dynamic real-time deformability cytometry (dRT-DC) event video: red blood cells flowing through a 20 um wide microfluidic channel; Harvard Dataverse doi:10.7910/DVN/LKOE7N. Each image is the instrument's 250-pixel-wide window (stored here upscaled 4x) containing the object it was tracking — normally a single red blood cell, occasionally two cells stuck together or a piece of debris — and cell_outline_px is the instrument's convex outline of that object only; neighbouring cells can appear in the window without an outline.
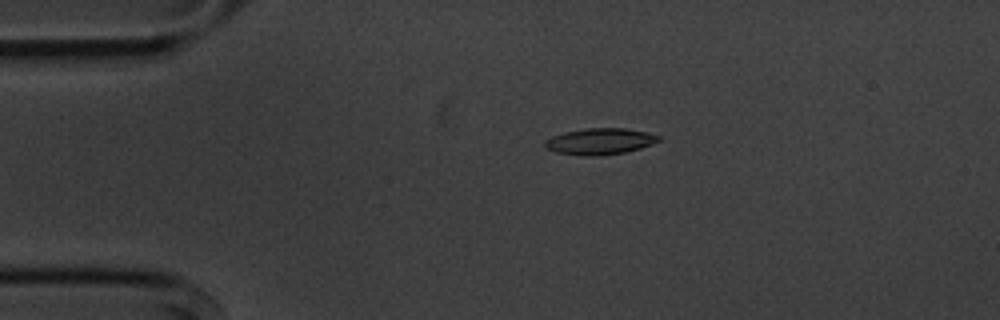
{"species": "common noctule bat (a hibernating species)", "species_latin": "Nyctalus noctula", "temperature_condition": "cold", "stored_images_in_passage": 4, "camera_frame_rate_fps": 3000, "um_per_image_px": 0.085, "animal": {"sex": "male", "body_mass_g": 20.1, "forearm_length_mm": 53.5}, "frame": {"image": 1, "passage_image": 1, "time_ms": 0.0, "image_size_px": [1000, 320], "cell_outline_px": [[660, 140], [652, 144], [640, 148], [624, 152], [596, 156], [588, 156], [556, 152], [544, 148], [544, 140], [552, 136], [564, 132], [588, 128], [624, 128], [644, 132], [660, 136]], "centroid_in_image_um": [50.95, 12.02], "position_along_channel_um": 34.1, "area_um2": 17.28}}
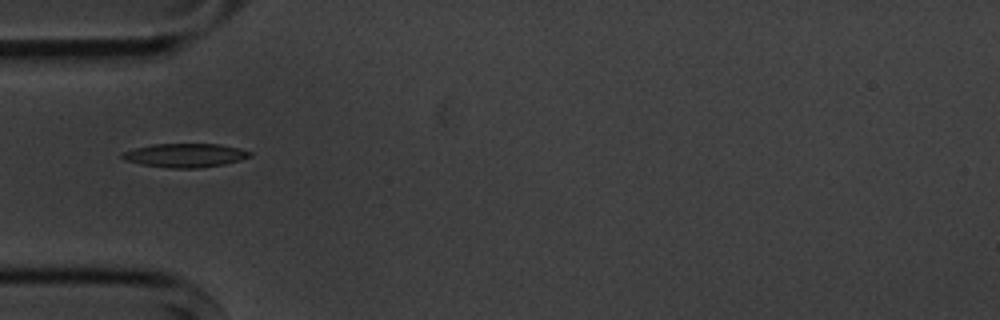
{"frame": {"image": 2, "passage_image": 3, "time_ms": 2.0, "image_size_px": [1000, 320], "cell_outline_px": [[252, 156], [240, 160], [224, 164], [196, 168], [168, 168], [140, 164], [124, 160], [120, 156], [124, 152], [136, 148], [152, 144], [220, 144], [240, 148], [252, 152]], "centroid_in_image_um": [15.75, 13.2], "position_along_channel_um": 69.2, "area_um2": 17.69}}
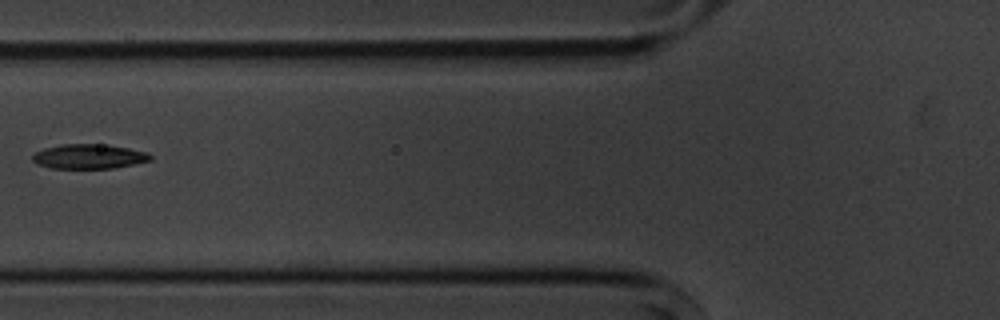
{"frame": {"image": 3, "passage_image": 4, "time_ms": 3.333, "image_size_px": [1000, 320], "cell_outline_px": [[152, 160], [112, 168], [52, 168], [36, 164], [32, 160], [32, 156], [36, 152], [44, 148], [64, 144], [108, 144], [148, 152], [152, 156]], "centroid_in_image_um": [7.56, 13.29], "position_along_channel_um": 118.2, "area_um2": 16.88}}